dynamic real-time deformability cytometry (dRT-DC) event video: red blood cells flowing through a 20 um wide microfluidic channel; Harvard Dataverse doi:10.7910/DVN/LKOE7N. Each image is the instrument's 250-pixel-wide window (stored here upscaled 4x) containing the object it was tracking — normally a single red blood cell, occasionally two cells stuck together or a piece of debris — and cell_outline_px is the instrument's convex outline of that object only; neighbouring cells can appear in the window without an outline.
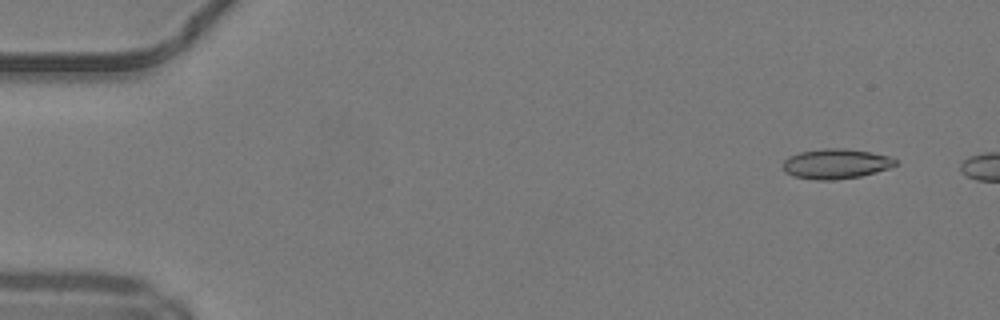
{"species": "common noctule bat (a hibernating species)", "species_latin": "Nyctalus noctula", "temperature_condition": "warm", "stored_images_in_passage": 6, "camera_frame_rate_fps": 3000, "um_per_image_px": 0.085, "animal": {"sex": "male", "body_mass_g": 19.2, "forearm_length_mm": 51.8}, "frame": {"image": 1, "passage_image": 2, "time_ms": 0.333, "image_size_px": [1000, 320], "cell_outline_px": [[896, 164], [888, 168], [876, 172], [860, 176], [832, 180], [816, 180], [792, 176], [784, 172], [784, 160], [788, 156], [800, 152], [824, 148], [844, 148], [872, 152], [888, 156], [896, 160]], "centroid_in_image_um": [71.02, 13.92], "position_along_channel_um": 14.0, "area_um2": 19.59}}